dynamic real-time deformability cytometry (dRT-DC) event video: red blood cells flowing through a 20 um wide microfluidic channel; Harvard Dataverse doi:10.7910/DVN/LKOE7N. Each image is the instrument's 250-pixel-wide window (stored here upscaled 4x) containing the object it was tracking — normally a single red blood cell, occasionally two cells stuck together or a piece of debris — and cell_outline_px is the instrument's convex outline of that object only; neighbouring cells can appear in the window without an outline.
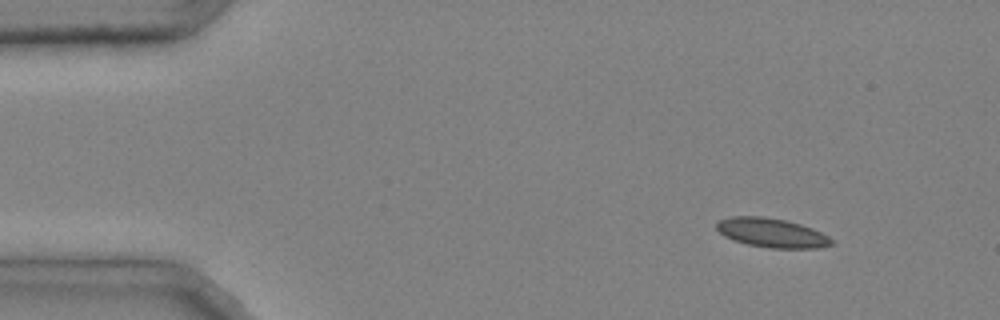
{"species": "common noctule bat (a hibernating species)", "species_latin": "Nyctalus noctula", "temperature_condition": "cold", "stored_images_in_passage": 43, "camera_frame_rate_fps": 3000, "um_per_image_px": 0.085, "animal": {"sex": "male", "body_mass_g": 20.4}, "frame": {"image": 1, "passage_image": 1, "time_ms": 0.0, "image_size_px": [1000, 320], "cell_outline_px": [[836, 244], [816, 248], [768, 248], [748, 244], [732, 240], [724, 236], [716, 228], [716, 224], [720, 220], [728, 216], [764, 216], [784, 220], [800, 224], [812, 228], [828, 236]], "centroid_in_image_um": [65.58, 19.79], "position_along_channel_um": 19.4, "area_um2": 19.59}}
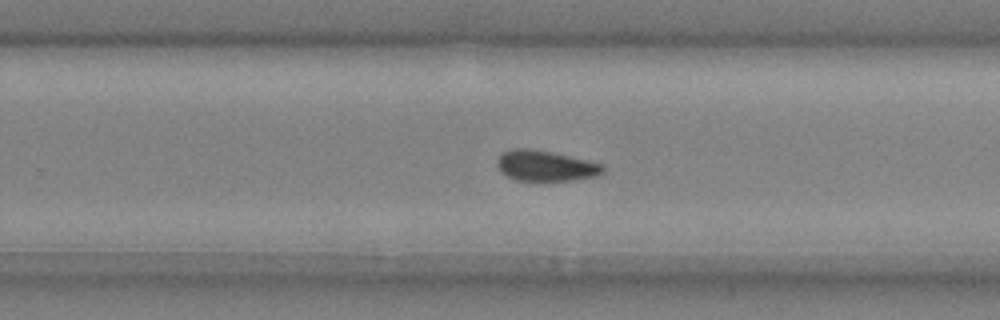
{"frame": {"image": 2, "passage_image": 27, "time_ms": 8.667, "image_size_px": [1000, 320], "cell_outline_px": [[604, 172], [600, 176], [572, 180], [536, 184], [516, 180], [500, 172], [496, 164], [496, 160], [500, 152], [512, 148], [528, 148], [552, 152], [604, 164]], "centroid_in_image_um": [46.34, 14.14], "position_along_channel_um": 283.5, "area_um2": 19.88}}
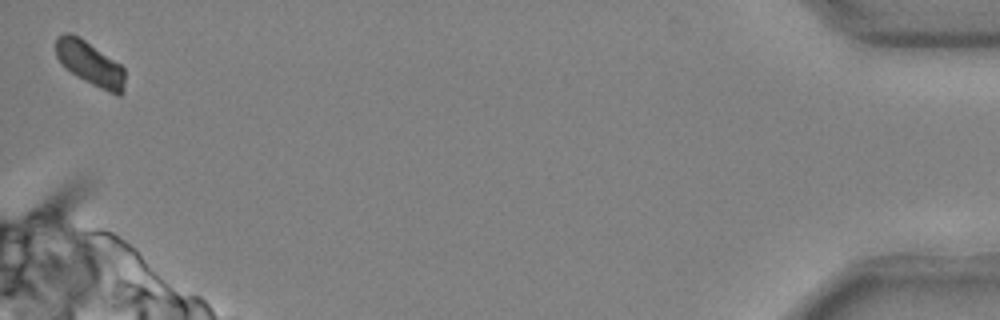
{"frame": {"image": 3, "passage_image": 43, "time_ms": 14.0, "image_size_px": [1000, 320], "cell_outline_px": [[124, 92], [120, 96], [116, 96], [84, 80], [64, 68], [60, 64], [56, 56], [56, 40], [64, 32], [72, 32], [120, 64], [124, 68]], "centroid_in_image_um": [7.65, 5.41], "position_along_channel_um": 427.6, "area_um2": 17.69}, "authors_computed_cell_mechanics": {"area_um2": 18.8428, "velocity_mm_per_s": 3.9977, "shape_relaxation_time_tau1_ms": null, "shape_relaxation_time_tau2_ms": 4.201, "deformation_change_tau1": null, "deformation_change_tau2": 0.0835}}